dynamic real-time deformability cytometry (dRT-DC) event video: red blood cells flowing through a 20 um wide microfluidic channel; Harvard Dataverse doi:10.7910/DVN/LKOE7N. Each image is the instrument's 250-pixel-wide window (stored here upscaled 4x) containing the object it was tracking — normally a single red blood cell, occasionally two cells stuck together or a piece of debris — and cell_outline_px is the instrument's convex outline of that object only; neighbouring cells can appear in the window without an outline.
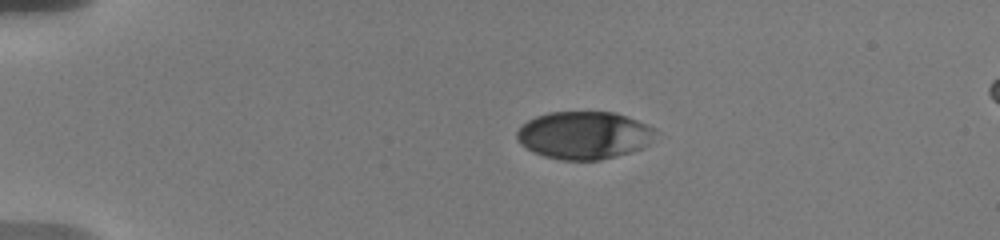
{"species": "human", "species_latin": "Homo sapiens", "temperature_condition": "warm", "stored_images_in_passage": 39, "camera_frame_rate_fps": 3000, "um_per_image_px": 0.085, "donor": {"sex": "male"}, "frame": {"image": 1, "passage_image": 1, "time_ms": 0.0, "image_size_px": [1000, 240], "cell_outline_px": [[660, 132], [644, 148], [616, 156], [600, 160], [560, 160], [544, 156], [532, 152], [520, 144], [516, 140], [516, 132], [528, 120], [536, 116], [548, 112], [612, 112], [636, 120], [656, 128]], "centroid_in_image_um": [49.66, 11.5], "position_along_channel_um": 35.3, "area_um2": 38.78}}
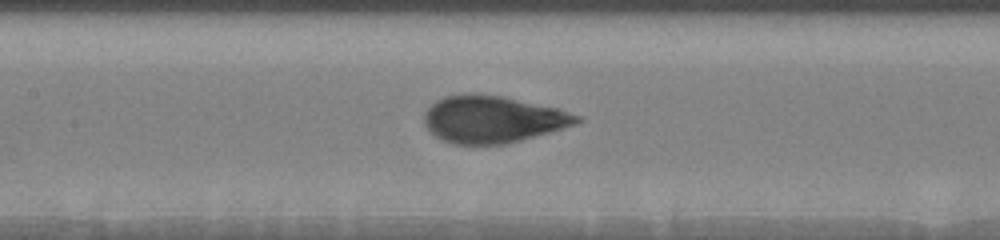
{"frame": {"image": 2, "passage_image": 18, "time_ms": 5.333, "image_size_px": [1000, 240], "cell_outline_px": [[584, 120], [576, 124], [520, 140], [504, 144], [452, 144], [440, 140], [424, 124], [424, 112], [436, 100], [444, 96], [468, 92], [476, 92], [500, 96], [560, 108], [580, 116]], "centroid_in_image_um": [41.86, 10.12], "position_along_channel_um": 165.5, "area_um2": 41.96}}
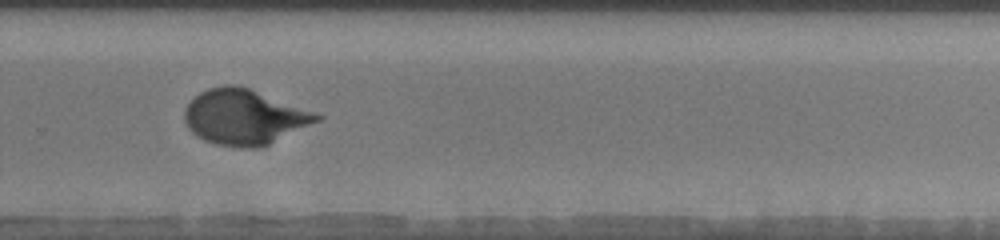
{"frame": {"image": 3, "passage_image": 27, "time_ms": 9.333, "image_size_px": [1000, 240], "cell_outline_px": [[324, 116], [320, 120], [264, 148], [240, 148], [216, 144], [204, 140], [196, 136], [188, 128], [184, 120], [184, 108], [200, 92], [208, 88], [224, 84], [236, 84], [248, 88]], "centroid_in_image_um": [20.74, 9.97], "position_along_channel_um": 309.1, "area_um2": 42.66}, "authors_computed_cell_mechanics": {"area_um2": 41.5582, "velocity_mm_per_s": 3.6093, "shape_relaxation_time_tau1_ms": 3.9695, "shape_relaxation_time_tau2_ms": null, "deformation_change_tau1": 0.1942, "deformation_change_tau2": null}}